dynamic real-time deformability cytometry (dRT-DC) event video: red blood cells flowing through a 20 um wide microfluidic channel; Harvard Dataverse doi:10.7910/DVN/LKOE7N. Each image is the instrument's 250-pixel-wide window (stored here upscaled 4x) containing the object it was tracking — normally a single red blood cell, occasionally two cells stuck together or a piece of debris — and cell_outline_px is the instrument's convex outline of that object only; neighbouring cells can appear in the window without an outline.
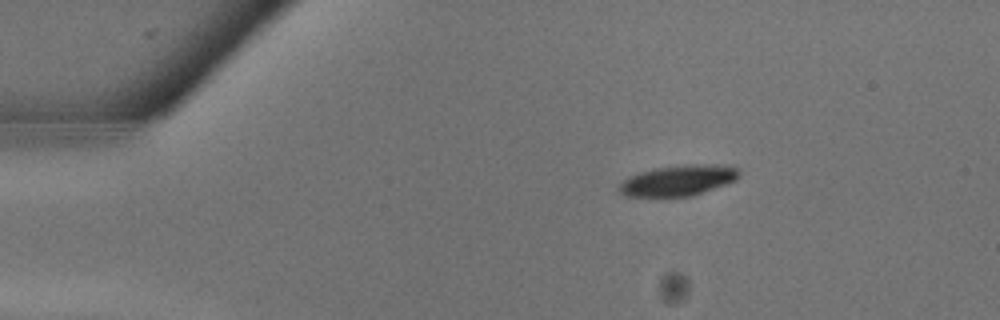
{"species": "common noctule bat (a hibernating species)", "species_latin": "Nyctalus noctula", "temperature_condition": "warm", "stored_images_in_passage": 25, "camera_frame_rate_fps": 3000, "um_per_image_px": 0.085, "animal": {"sex": "male", "body_mass_g": 13.3}, "frame": {"image": 1, "passage_image": 2, "time_ms": 0.333, "image_size_px": [1000, 320], "cell_outline_px": [[740, 176], [736, 180], [692, 196], [624, 196], [616, 188], [628, 176], [640, 172], [656, 168], [684, 164], [724, 164], [736, 168], [740, 172]], "centroid_in_image_um": [57.65, 15.32], "position_along_channel_um": 27.3, "area_um2": 21.5}}
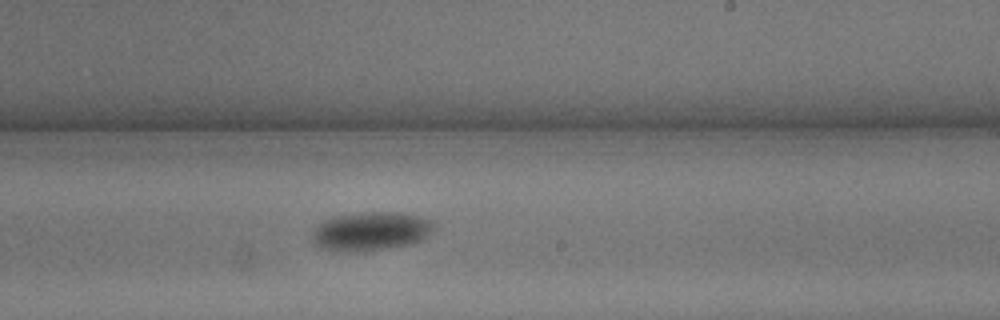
{"frame": {"image": 2, "passage_image": 14, "time_ms": 4.333, "image_size_px": [1000, 320], "cell_outline_px": [[436, 228], [428, 236], [420, 240], [408, 244], [384, 248], [344, 252], [320, 248], [316, 244], [312, 236], [312, 232], [324, 220], [332, 216], [364, 212], [400, 212], [420, 216], [436, 220]], "centroid_in_image_um": [31.58, 19.63], "position_along_channel_um": 257.4, "area_um2": 27.51}}
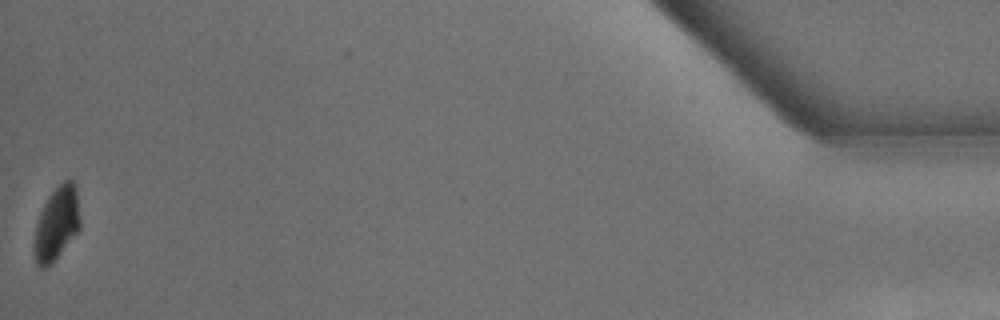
{"frame": {"image": 3, "passage_image": 25, "time_ms": 8.0, "image_size_px": [1000, 320], "cell_outline_px": [[80, 228], [56, 256], [44, 268], [40, 268], [36, 264], [32, 248], [36, 224], [40, 212], [48, 196], [64, 180], [72, 180], [76, 184], [80, 220]], "centroid_in_image_um": [4.79, 18.97], "position_along_channel_um": 430.4, "area_um2": 19.36}}